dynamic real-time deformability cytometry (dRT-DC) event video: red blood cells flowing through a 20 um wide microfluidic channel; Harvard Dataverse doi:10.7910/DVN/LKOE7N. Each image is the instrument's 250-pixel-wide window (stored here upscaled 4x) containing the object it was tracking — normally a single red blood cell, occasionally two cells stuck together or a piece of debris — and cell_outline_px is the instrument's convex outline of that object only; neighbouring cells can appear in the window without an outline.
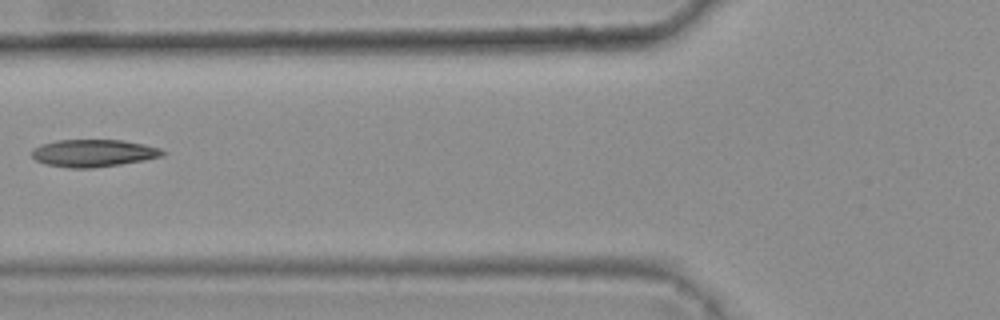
{"species": "common noctule bat (a hibernating species)", "species_latin": "Nyctalus noctula", "temperature_condition": "warm", "stored_images_in_passage": 6, "camera_frame_rate_fps": 3000, "um_per_image_px": 0.085, "animal": {"sex": "female", "body_mass_g": 25.1}, "frame": {"image": 1, "passage_image": 5, "time_ms": 1.333, "image_size_px": [1000, 320], "cell_outline_px": [[168, 152], [164, 156], [144, 160], [120, 164], [92, 168], [68, 168], [44, 164], [36, 160], [32, 156], [32, 148], [40, 144], [56, 140], [124, 140], [144, 144], [160, 148]], "centroid_in_image_um": [7.95, 13.01], "position_along_channel_um": 117.9, "area_um2": 21.1}}
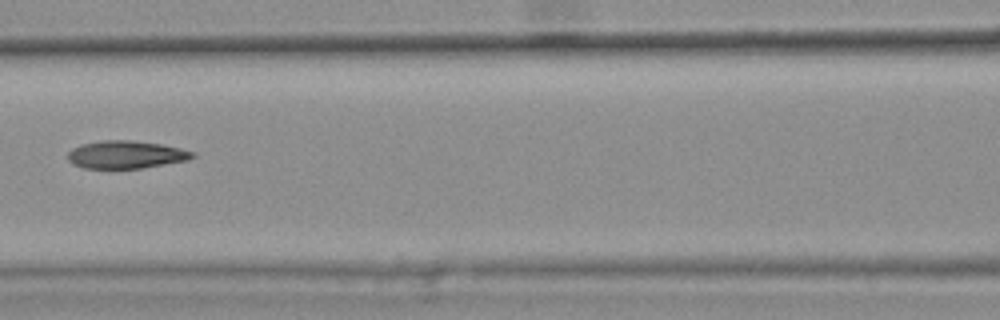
{"frame": {"image": 2, "passage_image": 6, "time_ms": 1.667, "image_size_px": [1000, 320], "cell_outline_px": [[196, 156], [188, 160], [140, 168], [84, 168], [72, 164], [68, 160], [68, 152], [72, 148], [80, 144], [104, 140], [128, 140], [160, 144], [180, 148], [196, 152]], "centroid_in_image_um": [10.69, 13.14], "position_along_channel_um": 155.9, "area_um2": 20.11}}